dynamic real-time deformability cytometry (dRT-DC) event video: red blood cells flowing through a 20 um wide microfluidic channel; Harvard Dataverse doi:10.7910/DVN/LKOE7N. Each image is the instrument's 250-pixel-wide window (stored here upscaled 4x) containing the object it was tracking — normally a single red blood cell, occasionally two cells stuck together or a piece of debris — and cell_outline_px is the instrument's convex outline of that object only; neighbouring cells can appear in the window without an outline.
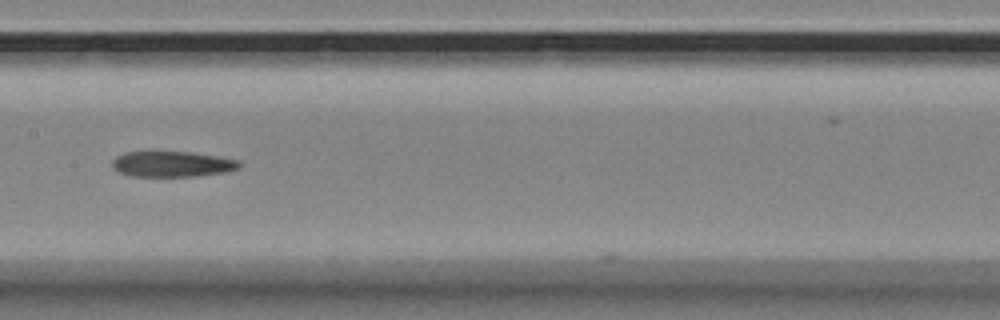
{"species": "Egyptian fruit bat (a non-hibernating species)", "species_latin": "Rousettus aegyptiacus", "temperature_condition": "room temperature", "stored_images_in_passage": 14, "camera_frame_rate_fps": 3000, "um_per_image_px": 0.085, "animal": {"sex": "female"}, "frame": {"image": 1, "passage_image": 12, "time_ms": 3.667, "image_size_px": [1000, 320], "cell_outline_px": [[240, 168], [224, 172], [192, 176], [132, 176], [120, 172], [112, 168], [112, 160], [116, 156], [124, 152], [148, 148], [152, 148], [188, 152], [216, 156], [236, 160], [240, 164]], "centroid_in_image_um": [14.5, 13.89], "position_along_channel_um": 192.9, "area_um2": 19.65}}